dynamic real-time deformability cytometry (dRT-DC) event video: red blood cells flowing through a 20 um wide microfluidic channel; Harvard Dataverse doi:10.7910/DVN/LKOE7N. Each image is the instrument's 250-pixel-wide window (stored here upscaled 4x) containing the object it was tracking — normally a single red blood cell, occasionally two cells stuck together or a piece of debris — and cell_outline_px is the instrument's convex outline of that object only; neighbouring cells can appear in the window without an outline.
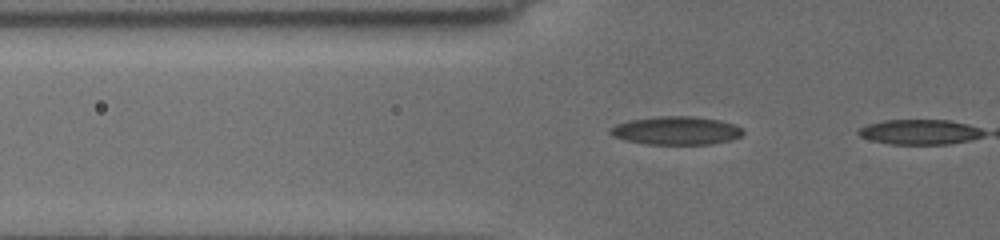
{"species": "common noctule bat (a hibernating species)", "species_latin": "Nyctalus noctula", "temperature_condition": "cold", "stored_images_in_passage": 6, "camera_frame_rate_fps": 3000, "um_per_image_px": 0.085, "animal": {"sex": "female", "body_mass_g": 19.5, "forearm_length_mm": 54.1}, "frame": {"image": 1, "passage_image": 5, "time_ms": 2.0, "image_size_px": [1000, 240], "cell_outline_px": [[744, 132], [740, 136], [732, 140], [712, 144], [644, 144], [624, 140], [612, 136], [608, 132], [608, 128], [616, 124], [632, 120], [660, 116], [692, 116], [720, 120], [732, 124], [740, 128]], "centroid_in_image_um": [57.44, 11.11], "position_along_channel_um": 68.4, "area_um2": 21.91}}